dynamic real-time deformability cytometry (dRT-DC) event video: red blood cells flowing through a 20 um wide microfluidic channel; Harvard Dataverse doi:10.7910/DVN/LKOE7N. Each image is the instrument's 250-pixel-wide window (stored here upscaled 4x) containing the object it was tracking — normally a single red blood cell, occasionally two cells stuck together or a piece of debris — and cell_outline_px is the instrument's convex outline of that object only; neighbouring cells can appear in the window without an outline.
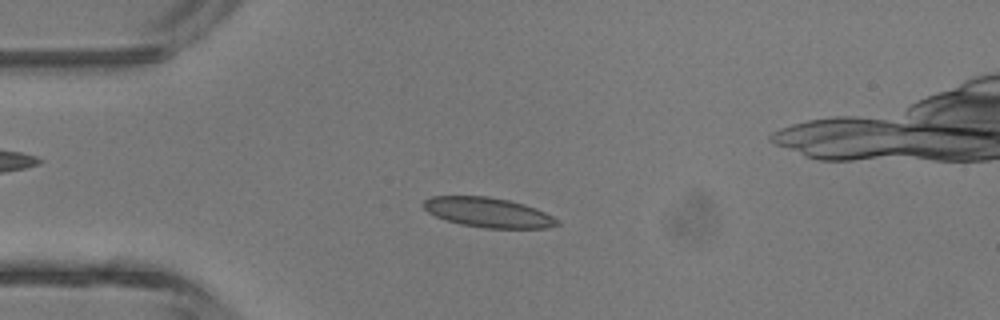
{"species": "common noctule bat (a hibernating species)", "species_latin": "Nyctalus noctula", "temperature_condition": "room temperature", "stored_images_in_passage": 4, "camera_frame_rate_fps": 3000, "um_per_image_px": 0.085, "animal": {"sex": "male", "body_mass_g": 13.3}, "frame": {"image": 1, "passage_image": 4, "time_ms": 4.333, "image_size_px": [1000, 320], "cell_outline_px": [[560, 224], [548, 228], [484, 228], [460, 224], [444, 220], [428, 212], [420, 204], [424, 200], [432, 196], [488, 196], [508, 200], [524, 204], [536, 208], [560, 220]], "centroid_in_image_um": [41.48, 18.06], "position_along_channel_um": 43.5, "area_um2": 23.35}}